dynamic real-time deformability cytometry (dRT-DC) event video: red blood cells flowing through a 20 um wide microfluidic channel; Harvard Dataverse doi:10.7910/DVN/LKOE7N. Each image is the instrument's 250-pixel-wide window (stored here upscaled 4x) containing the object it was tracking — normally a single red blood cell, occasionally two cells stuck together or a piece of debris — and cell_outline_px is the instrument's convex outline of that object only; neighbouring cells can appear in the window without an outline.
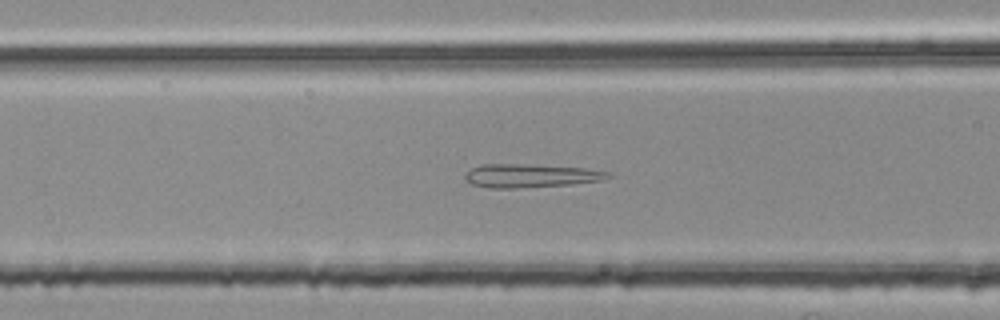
{"species": "common noctule bat (a hibernating species)", "species_latin": "Nyctalus noctula", "temperature_condition": "room temperature", "stored_images_in_passage": 53, "segment_of_instrument_passage": [2, 2], "camera_frame_rate_fps": 3000, "um_per_image_px": 0.085, "animal": {"sex": "female", "body_mass_g": 25.1}, "frame": {"image": 1, "passage_image": 21, "time_ms": 6.667, "image_size_px": [1000, 320], "cell_outline_px": [[612, 176], [604, 180], [572, 184], [516, 188], [488, 188], [472, 184], [464, 180], [464, 176], [472, 168], [480, 164], [520, 164], [588, 168], [608, 172]], "centroid_in_image_um": [45.09, 14.94], "position_along_channel_um": 121.5, "area_um2": 19.59}}
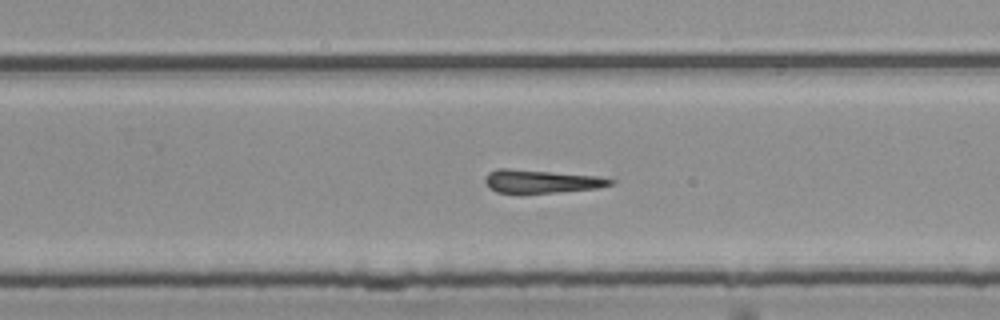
{"frame": {"image": 2, "passage_image": 34, "time_ms": 11.0, "image_size_px": [1000, 320], "cell_outline_px": [[616, 184], [596, 188], [520, 196], [496, 192], [488, 188], [484, 180], [488, 172], [496, 168], [508, 168], [596, 176], [616, 180]], "centroid_in_image_um": [45.93, 15.45], "position_along_channel_um": 283.9, "area_um2": 17.69}}
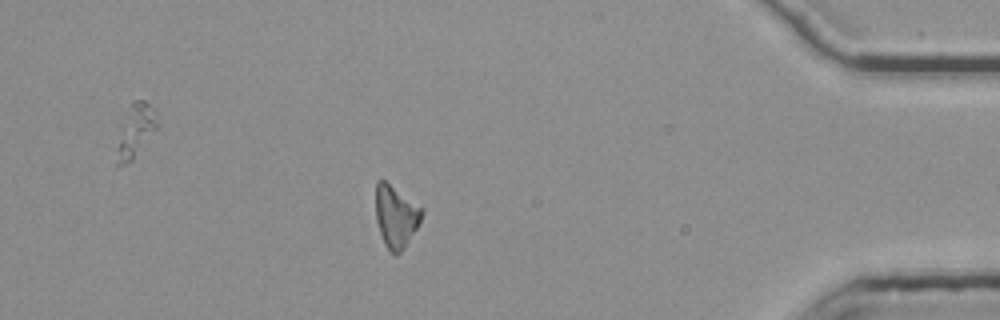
{"frame": {"image": 3, "passage_image": 47, "time_ms": 15.333, "image_size_px": [1000, 320], "cell_outline_px": [[424, 212], [416, 228], [404, 248], [396, 256], [392, 256], [384, 244], [376, 220], [376, 180], [384, 180], [424, 208]], "centroid_in_image_um": [33.65, 18.41], "position_along_channel_um": 401.6, "area_um2": 16.7}}